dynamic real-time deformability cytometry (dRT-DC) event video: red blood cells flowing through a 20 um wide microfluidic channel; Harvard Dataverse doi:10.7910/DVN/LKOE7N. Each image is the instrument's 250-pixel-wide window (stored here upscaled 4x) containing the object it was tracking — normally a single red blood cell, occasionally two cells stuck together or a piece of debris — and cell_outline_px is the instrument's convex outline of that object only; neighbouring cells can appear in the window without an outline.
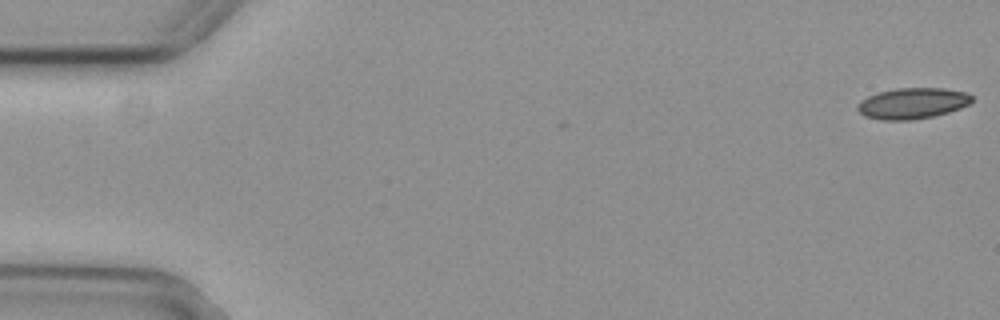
{"species": "common noctule bat (a hibernating species)", "species_latin": "Nyctalus noctula", "temperature_condition": "cold", "stored_images_in_passage": 3, "camera_frame_rate_fps": 3000, "um_per_image_px": 0.085, "animal": {"sex": "female", "body_mass_g": 29.2, "forearm_length_mm": 56.3}, "frame": {"image": 1, "passage_image": 1, "time_ms": 0.0, "image_size_px": [1000, 320], "cell_outline_px": [[972, 100], [968, 104], [960, 108], [948, 112], [932, 116], [912, 120], [880, 120], [864, 116], [856, 108], [860, 100], [868, 96], [880, 92], [896, 88], [944, 88], [964, 92], [972, 96]], "centroid_in_image_um": [77.53, 8.78], "position_along_channel_um": 7.5, "area_um2": 20.52}}